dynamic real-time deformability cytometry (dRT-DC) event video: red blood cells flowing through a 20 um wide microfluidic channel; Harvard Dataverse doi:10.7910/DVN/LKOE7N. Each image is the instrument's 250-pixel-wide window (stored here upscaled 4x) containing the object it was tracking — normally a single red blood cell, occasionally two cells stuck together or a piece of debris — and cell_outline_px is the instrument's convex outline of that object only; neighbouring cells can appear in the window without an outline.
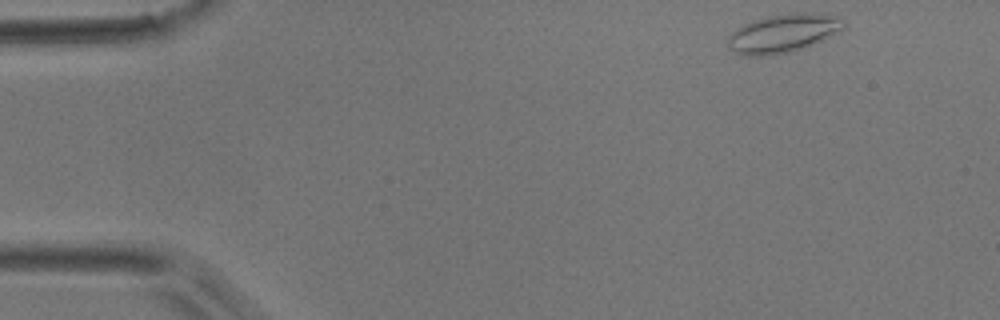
{"species": "common noctule bat (a hibernating species)", "species_latin": "Nyctalus noctula", "temperature_condition": "room temperature", "stored_images_in_passage": 48, "camera_frame_rate_fps": 3000, "um_per_image_px": 0.085, "animal": {"sex": "male", "body_mass_g": 17.9}, "frame": {"image": 1, "passage_image": 1, "time_ms": 0.0, "image_size_px": [1000, 320], "cell_outline_px": [[844, 28], [804, 48], [792, 52], [760, 56], [744, 56], [728, 48], [728, 36], [736, 28], [752, 20], [768, 16], [800, 12], [812, 12], [840, 16], [844, 20]], "centroid_in_image_um": [66.55, 2.82], "position_along_channel_um": 18.5, "area_um2": 25.95}}
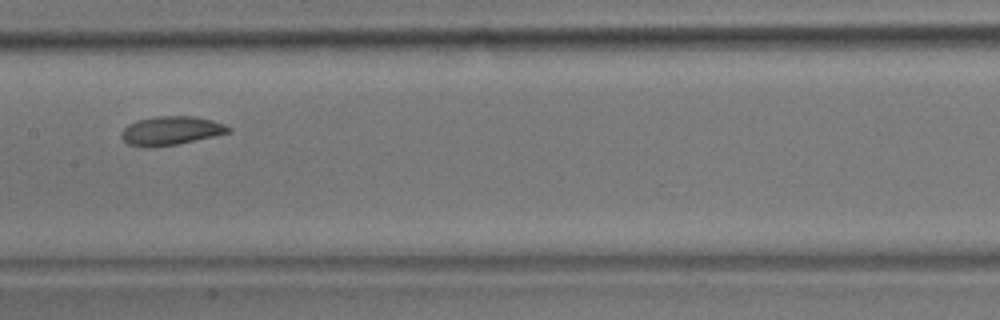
{"frame": {"image": 2, "passage_image": 22, "time_ms": 7.0, "image_size_px": [1000, 320], "cell_outline_px": [[232, 132], [176, 144], [148, 148], [144, 148], [128, 144], [120, 136], [120, 132], [128, 124], [136, 120], [160, 116], [192, 116], [212, 120], [224, 124], [232, 128]], "centroid_in_image_um": [14.51, 11.11], "position_along_channel_um": 192.9, "area_um2": 17.98}}
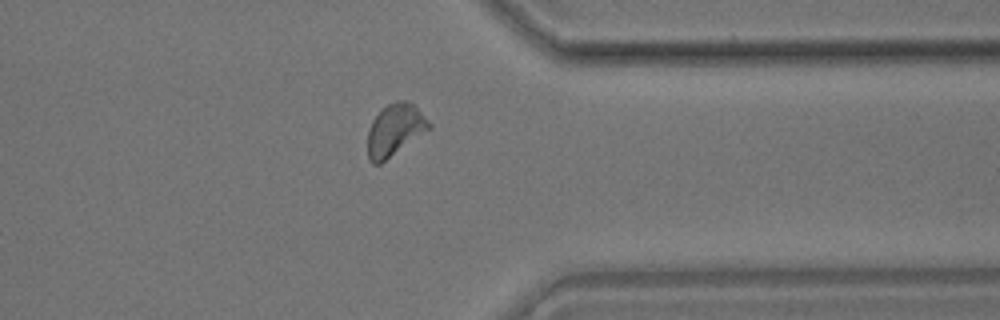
{"frame": {"image": 3, "passage_image": 37, "time_ms": 12.0, "image_size_px": [1000, 320], "cell_outline_px": [[432, 128], [380, 164], [372, 164], [368, 156], [368, 128], [372, 120], [388, 104], [396, 100], [404, 100], [412, 104], [432, 124]], "centroid_in_image_um": [33.57, 11.06], "position_along_channel_um": 377.8, "area_um2": 18.38}, "authors_computed_cell_mechanics": {"area_um2": 18.0047, "velocity_mm_per_s": 3.8279, "shape_relaxation_time_tau1_ms": 4.4634, "shape_relaxation_time_tau2_ms": 2.1127, "deformation_change_tau1": 0.1268, "deformation_change_tau2": 0.0696}}